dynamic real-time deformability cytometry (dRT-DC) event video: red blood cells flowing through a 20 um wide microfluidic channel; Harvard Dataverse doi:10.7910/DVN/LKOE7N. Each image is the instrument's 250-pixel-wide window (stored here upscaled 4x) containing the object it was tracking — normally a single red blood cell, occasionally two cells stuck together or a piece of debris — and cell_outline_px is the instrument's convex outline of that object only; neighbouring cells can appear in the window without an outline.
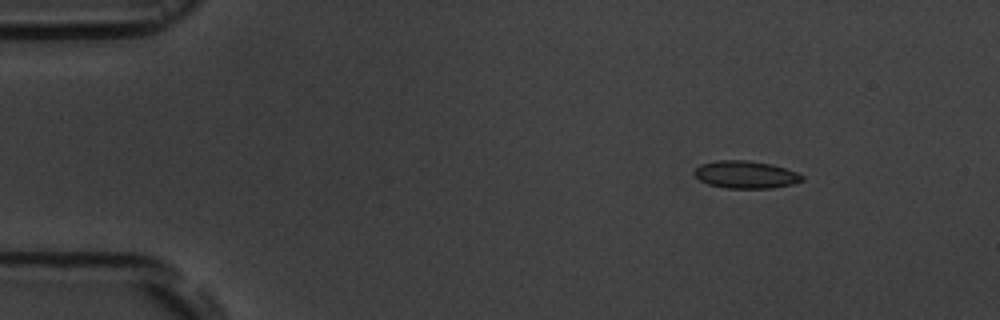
{"species": "common noctule bat (a hibernating species)", "species_latin": "Nyctalus noctula", "temperature_condition": "room temperature", "stored_images_in_passage": 4, "camera_frame_rate_fps": 3000, "um_per_image_px": 0.085, "animal": {"sex": "male", "body_mass_g": 19.5, "forearm_length_mm": 54.6}, "frame": {"image": 1, "passage_image": 2, "time_ms": 1.0, "image_size_px": [1000, 320], "cell_outline_px": [[804, 180], [792, 184], [768, 188], [724, 188], [708, 184], [700, 180], [692, 172], [700, 164], [716, 160], [744, 160], [772, 164], [796, 172], [804, 176]], "centroid_in_image_um": [63.35, 14.84], "position_along_channel_um": 21.6, "area_um2": 17.22}}